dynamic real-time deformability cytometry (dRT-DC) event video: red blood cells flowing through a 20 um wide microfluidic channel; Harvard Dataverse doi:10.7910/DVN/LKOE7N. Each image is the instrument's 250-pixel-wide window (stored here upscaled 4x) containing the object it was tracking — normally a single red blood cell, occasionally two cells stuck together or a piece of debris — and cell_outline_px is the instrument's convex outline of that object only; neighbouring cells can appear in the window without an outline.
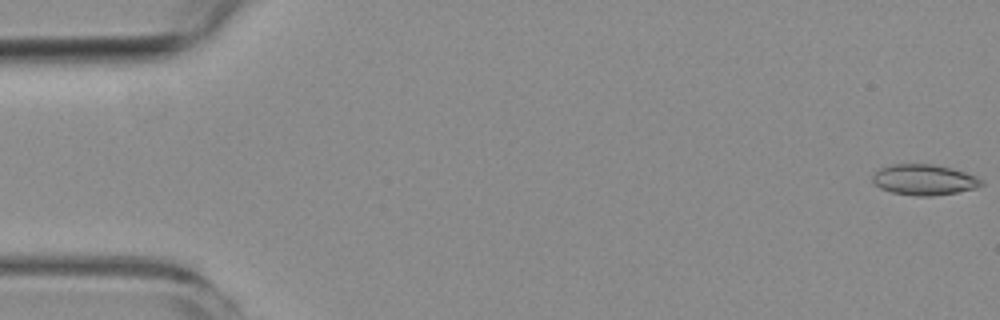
{"species": "common noctule bat (a hibernating species)", "species_latin": "Nyctalus noctula", "temperature_condition": "room temperature", "stored_images_in_passage": 8, "camera_frame_rate_fps": 3000, "um_per_image_px": 0.085, "animal": {"sex": "female", "body_mass_g": 19.3, "forearm_length_mm": 54.1}, "frame": {"image": 1, "passage_image": 1, "time_ms": 0.0, "image_size_px": [1000, 320], "cell_outline_px": [[984, 184], [976, 188], [956, 192], [932, 196], [916, 196], [892, 192], [880, 188], [872, 180], [872, 172], [880, 168], [892, 164], [932, 164], [952, 168], [976, 176], [984, 180]], "centroid_in_image_um": [78.55, 15.27], "position_along_channel_um": 6.5, "area_um2": 19.54}}
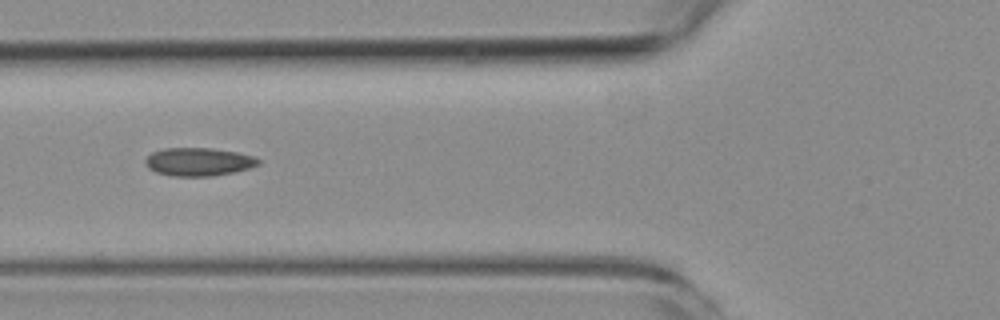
{"frame": {"image": 2, "passage_image": 6, "time_ms": 6.667, "image_size_px": [1000, 320], "cell_outline_px": [[260, 164], [236, 172], [212, 176], [172, 176], [156, 172], [148, 168], [144, 164], [144, 160], [152, 152], [164, 148], [212, 148], [236, 152], [252, 156], [260, 160]], "centroid_in_image_um": [16.85, 13.75], "position_along_channel_um": 108.9, "area_um2": 18.61}}
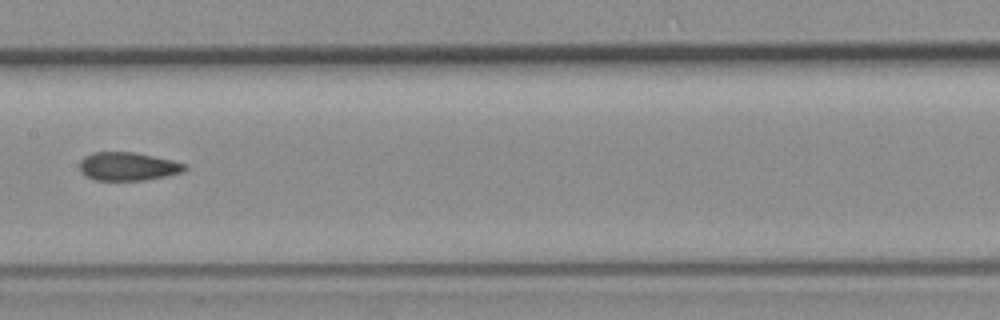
{"frame": {"image": 3, "passage_image": 8, "time_ms": 9.0, "image_size_px": [1000, 320], "cell_outline_px": [[188, 168], [184, 172], [144, 180], [92, 180], [84, 176], [80, 172], [80, 160], [84, 156], [92, 152], [132, 152], [172, 160], [188, 164]], "centroid_in_image_um": [10.85, 14.15], "position_along_channel_um": 196.5, "area_um2": 17.51}}